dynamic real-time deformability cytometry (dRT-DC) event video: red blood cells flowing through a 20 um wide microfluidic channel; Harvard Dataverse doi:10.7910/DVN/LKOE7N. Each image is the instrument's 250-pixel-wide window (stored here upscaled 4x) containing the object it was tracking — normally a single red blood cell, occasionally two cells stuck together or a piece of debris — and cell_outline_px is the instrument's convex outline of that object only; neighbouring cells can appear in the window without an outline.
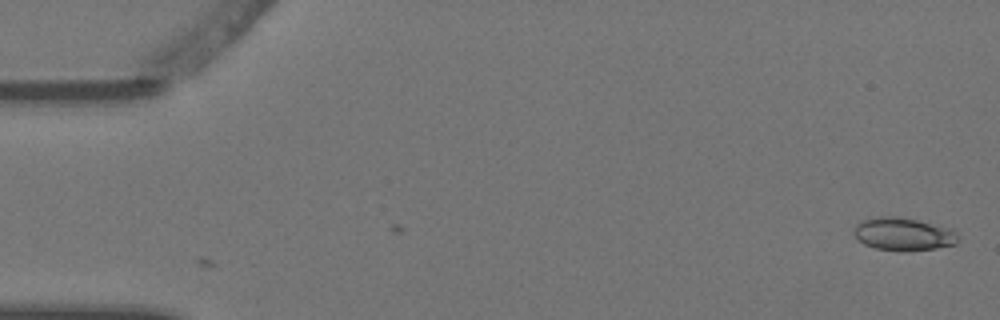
{"species": "Egyptian fruit bat (a non-hibernating species)", "species_latin": "Rousettus aegyptiacus", "temperature_condition": "warm", "stored_images_in_passage": 2, "camera_frame_rate_fps": 3000, "um_per_image_px": 0.085, "animal": {"sex": "female"}, "frame": {"image": 1, "passage_image": 2, "time_ms": 0.333, "image_size_px": [1000, 320], "cell_outline_px": [[960, 240], [956, 244], [936, 248], [900, 252], [876, 248], [864, 244], [856, 240], [856, 224], [860, 220], [880, 216], [896, 216], [916, 220], [952, 228], [960, 236]], "centroid_in_image_um": [76.82, 19.9], "position_along_channel_um": 8.2, "area_um2": 20.17}}